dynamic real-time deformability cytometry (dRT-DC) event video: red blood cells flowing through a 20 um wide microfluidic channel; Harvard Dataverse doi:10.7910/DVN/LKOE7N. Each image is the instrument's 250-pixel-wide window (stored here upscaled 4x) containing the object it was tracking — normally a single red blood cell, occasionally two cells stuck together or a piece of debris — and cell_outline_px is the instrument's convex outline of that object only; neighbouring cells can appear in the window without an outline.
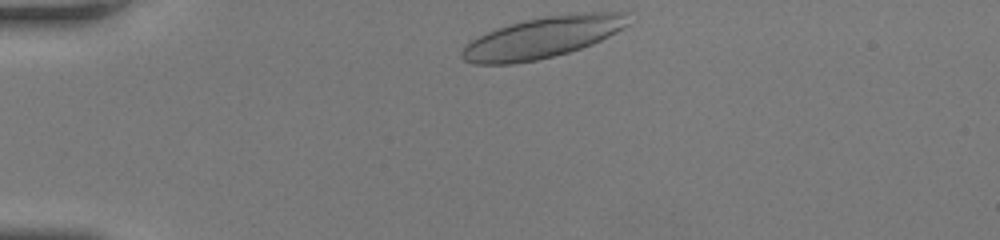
{"species": "human", "species_latin": "Homo sapiens", "temperature_condition": "room temperature", "stored_images_in_passage": 37, "camera_frame_rate_fps": 3000, "um_per_image_px": 0.085, "donor": {"sex": "female"}, "frame": {"image": 1, "passage_image": 1, "time_ms": 0.0, "image_size_px": [1000, 240], "cell_outline_px": [[628, 24], [624, 28], [592, 44], [568, 52], [536, 60], [512, 64], [472, 64], [464, 60], [460, 56], [460, 52], [472, 40], [488, 32], [524, 20], [544, 16], [584, 12], [628, 12]], "centroid_in_image_um": [46.14, 3.18], "position_along_channel_um": 38.9, "area_um2": 39.48}}
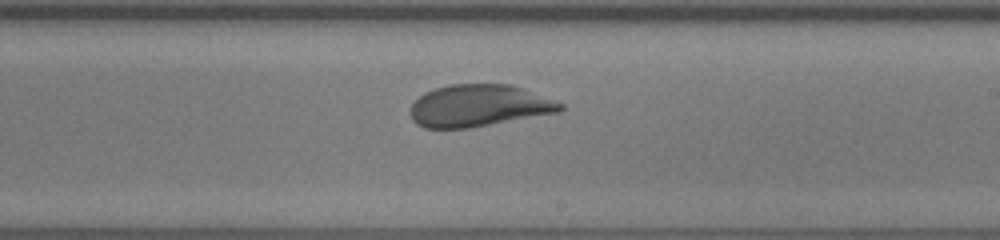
{"frame": {"image": 2, "passage_image": 22, "time_ms": 7.0, "image_size_px": [1000, 240], "cell_outline_px": [[564, 108], [560, 112], [468, 128], [424, 128], [416, 124], [412, 120], [412, 104], [424, 92], [448, 84], [512, 84], [564, 104]], "centroid_in_image_um": [40.71, 8.98], "position_along_channel_um": 248.3, "area_um2": 36.53}}
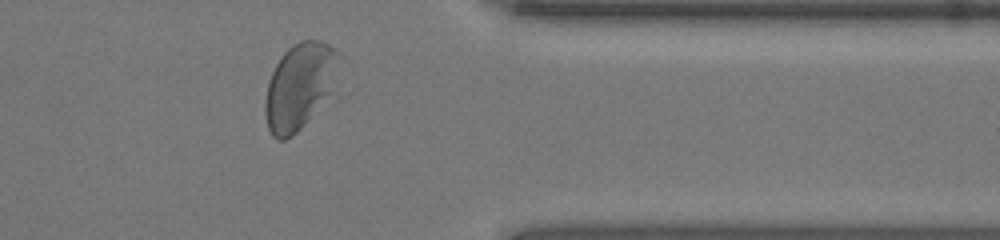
{"frame": {"image": 3, "passage_image": 33, "time_ms": 10.667, "image_size_px": [1000, 240], "cell_outline_px": [[340, 52], [332, 92], [308, 120], [292, 136], [284, 140], [276, 140], [272, 136], [268, 128], [264, 112], [264, 104], [268, 80], [276, 64], [284, 52], [292, 44], [300, 40], [320, 40], [328, 44]], "centroid_in_image_um": [25.43, 7.32], "position_along_channel_um": 386.0, "area_um2": 36.93}, "authors_computed_cell_mechanics": {"area_um2": 37.2232, "velocity_mm_per_s": 4.0385, "shape_relaxation_time_tau1_ms": 3.4962, "shape_relaxation_time_tau2_ms": null, "deformation_change_tau1": 0.1298, "deformation_change_tau2": null}}